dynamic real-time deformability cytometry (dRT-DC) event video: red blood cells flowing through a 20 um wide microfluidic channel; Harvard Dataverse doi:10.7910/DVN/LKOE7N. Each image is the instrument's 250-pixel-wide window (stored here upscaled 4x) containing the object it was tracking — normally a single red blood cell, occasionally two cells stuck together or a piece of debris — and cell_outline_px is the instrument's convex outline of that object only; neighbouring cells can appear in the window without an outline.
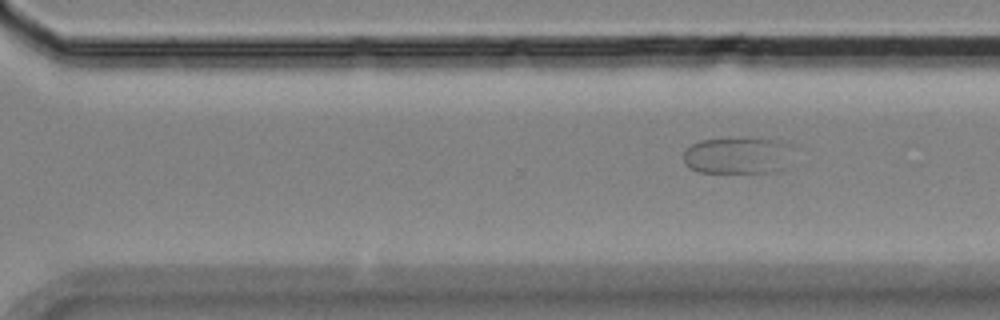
{"species": "Egyptian fruit bat (a non-hibernating species)", "species_latin": "Rousettus aegyptiacus", "temperature_condition": "room temperature", "stored_images_in_passage": 13, "segment_of_instrument_passage": [2, 2], "camera_frame_rate_fps": 3000, "um_per_image_px": 0.085, "animal": {"sex": "female"}, "frame": {"image": 1, "passage_image": 13, "time_ms": 15.0, "image_size_px": [1000, 320], "cell_outline_px": [[792, 144], [788, 168], [776, 172], [696, 172], [688, 168], [684, 164], [684, 152], [692, 144], [700, 140], [744, 136], [784, 140]], "centroid_in_image_um": [62.77, 13.18], "position_along_channel_um": 307.8, "area_um2": 24.57}}